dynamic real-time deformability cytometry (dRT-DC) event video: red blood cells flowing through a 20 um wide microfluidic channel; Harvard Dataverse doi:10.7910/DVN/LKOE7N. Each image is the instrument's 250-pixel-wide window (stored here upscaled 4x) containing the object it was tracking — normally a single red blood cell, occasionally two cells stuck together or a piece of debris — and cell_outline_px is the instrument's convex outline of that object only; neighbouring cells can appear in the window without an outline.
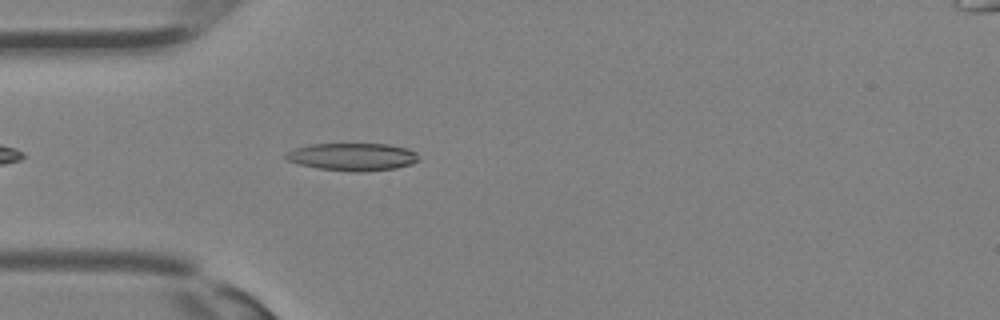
{"species": "Egyptian fruit bat (a non-hibernating species)", "species_latin": "Rousettus aegyptiacus", "temperature_condition": "room temperature", "stored_images_in_passage": 28, "camera_frame_rate_fps": 3000, "um_per_image_px": 0.085, "animal": {"sex": "female"}, "frame": {"image": 1, "passage_image": 3, "time_ms": 0.667, "image_size_px": [1000, 320], "cell_outline_px": [[420, 160], [412, 164], [396, 168], [364, 172], [352, 172], [320, 168], [300, 164], [288, 160], [284, 156], [288, 152], [296, 148], [312, 144], [388, 144], [408, 148], [416, 152]], "centroid_in_image_um": [30.04, 13.33], "position_along_channel_um": 55.0, "area_um2": 21.33}}
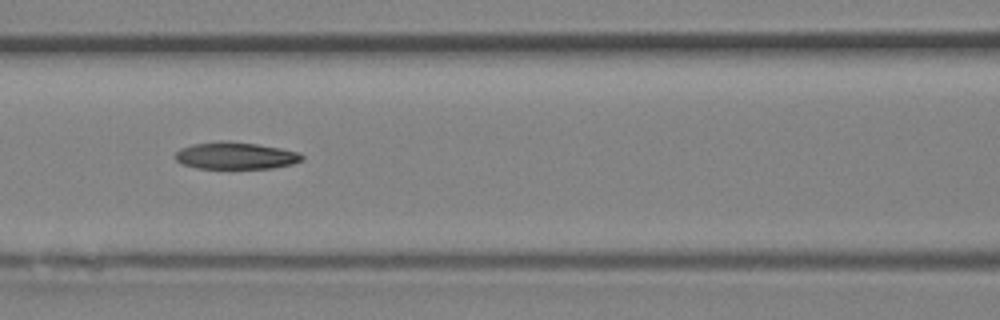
{"frame": {"image": 2, "passage_image": 8, "time_ms": 2.333, "image_size_px": [1000, 320], "cell_outline_px": [[304, 156], [300, 160], [292, 164], [272, 168], [196, 168], [184, 164], [176, 160], [172, 156], [180, 148], [192, 144], [216, 140], [220, 140], [256, 144], [280, 148], [300, 152]], "centroid_in_image_um": [19.98, 13.22], "position_along_channel_um": 146.6, "area_um2": 20.0}}
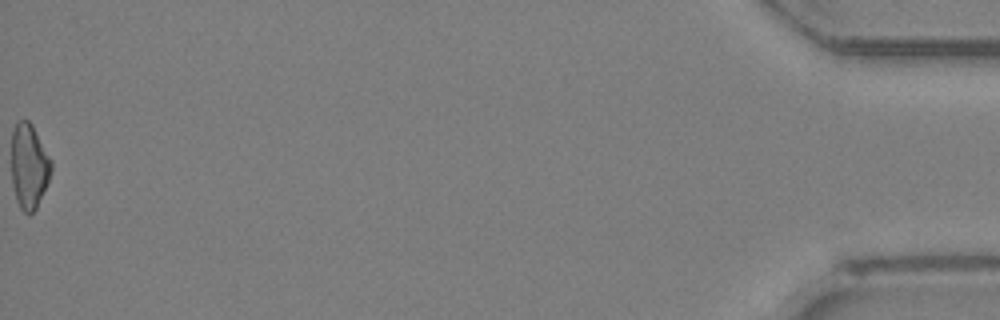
{"frame": {"image": 3, "passage_image": 28, "time_ms": 9.0, "image_size_px": [1000, 320], "cell_outline_px": [[52, 172], [36, 208], [28, 216], [20, 208], [16, 200], [12, 184], [12, 128], [16, 120], [28, 120], [32, 124], [52, 160]], "centroid_in_image_um": [2.46, 14.1], "position_along_channel_um": 432.7, "area_um2": 19.88}}